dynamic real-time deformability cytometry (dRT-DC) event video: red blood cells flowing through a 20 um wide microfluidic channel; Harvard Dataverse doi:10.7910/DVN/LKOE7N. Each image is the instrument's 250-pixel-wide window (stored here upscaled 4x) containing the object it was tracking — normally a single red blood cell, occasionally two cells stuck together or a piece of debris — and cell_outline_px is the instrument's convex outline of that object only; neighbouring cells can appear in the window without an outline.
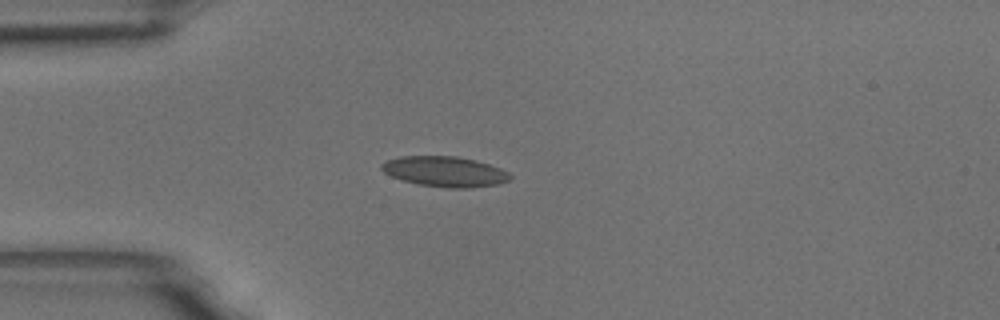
{"species": "common noctule bat (a hibernating species)", "species_latin": "Nyctalus noctula", "temperature_condition": "room temperature", "stored_images_in_passage": 4, "camera_frame_rate_fps": 3000, "um_per_image_px": 0.085, "animal": {"sex": "male", "body_mass_g": 18.8}, "frame": {"image": 1, "passage_image": 4, "time_ms": 1.0, "image_size_px": [1000, 320], "cell_outline_px": [[512, 176], [508, 180], [496, 184], [472, 188], [448, 188], [416, 184], [392, 176], [384, 172], [380, 168], [380, 164], [388, 160], [400, 156], [456, 156], [476, 160], [500, 168], [508, 172]], "centroid_in_image_um": [37.8, 14.58], "position_along_channel_um": 47.2, "area_um2": 22.66}}